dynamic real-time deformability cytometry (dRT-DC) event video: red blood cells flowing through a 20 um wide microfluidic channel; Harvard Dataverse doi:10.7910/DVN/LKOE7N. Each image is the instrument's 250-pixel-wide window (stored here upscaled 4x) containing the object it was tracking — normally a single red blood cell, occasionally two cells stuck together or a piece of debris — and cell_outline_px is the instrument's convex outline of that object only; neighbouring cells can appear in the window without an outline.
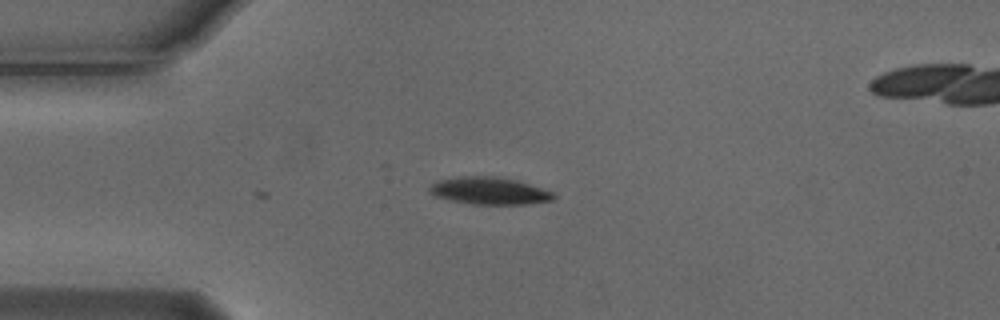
{"species": "Egyptian fruit bat (a non-hibernating species)", "species_latin": "Rousettus aegyptiacus", "temperature_condition": "cold", "stored_images_in_passage": 2, "camera_frame_rate_fps": 3000, "um_per_image_px": 0.085, "animal": {"sex": "male"}, "frame": {"image": 1, "passage_image": 2, "time_ms": 0.333, "image_size_px": [1000, 320], "cell_outline_px": [[556, 196], [552, 200], [528, 204], [472, 204], [452, 200], [436, 196], [428, 188], [436, 180], [452, 176], [492, 176], [516, 180], [552, 192]], "centroid_in_image_um": [41.56, 16.21], "position_along_channel_um": 43.4, "area_um2": 19.54}}